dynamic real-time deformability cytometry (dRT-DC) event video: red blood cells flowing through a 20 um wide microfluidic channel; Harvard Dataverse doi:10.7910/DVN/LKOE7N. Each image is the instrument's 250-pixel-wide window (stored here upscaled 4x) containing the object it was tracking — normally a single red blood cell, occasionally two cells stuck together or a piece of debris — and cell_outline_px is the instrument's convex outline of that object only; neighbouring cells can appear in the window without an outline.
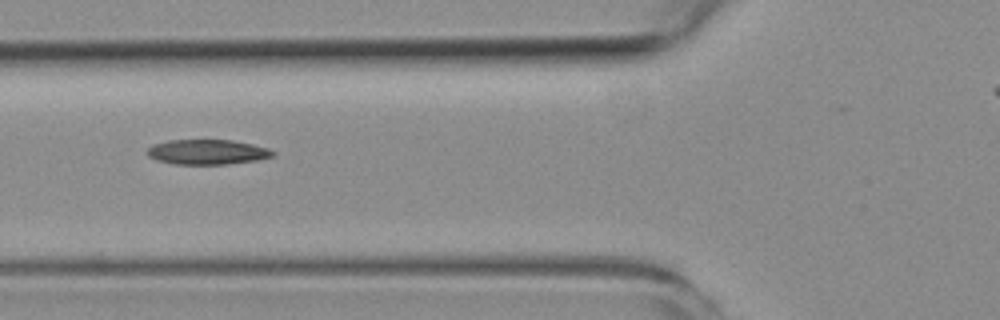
{"species": "common noctule bat (a hibernating species)", "species_latin": "Nyctalus noctula", "temperature_condition": "room temperature", "stored_images_in_passage": 6, "camera_frame_rate_fps": 3000, "um_per_image_px": 0.085, "animal": {"sex": "female", "body_mass_g": 19.3, "forearm_length_mm": 54.1}, "frame": {"image": 1, "passage_image": 4, "time_ms": 3.333, "image_size_px": [1000, 320], "cell_outline_px": [[276, 152], [272, 156], [260, 160], [228, 164], [176, 164], [156, 160], [148, 156], [144, 152], [152, 144], [168, 140], [232, 140], [252, 144], [268, 148]], "centroid_in_image_um": [17.6, 12.92], "position_along_channel_um": 108.2, "area_um2": 18.44}}
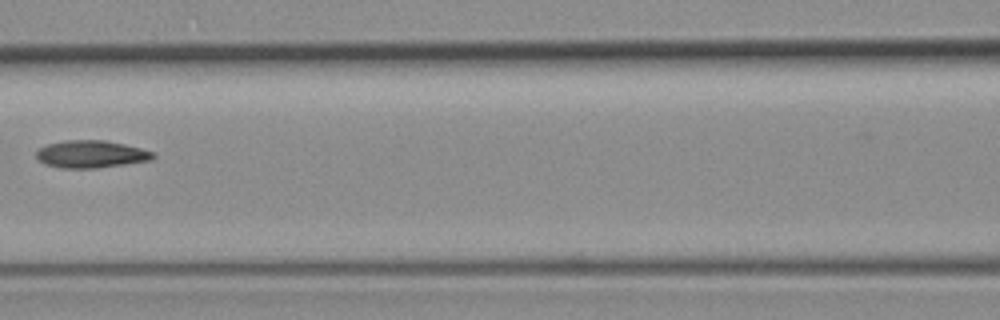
{"frame": {"image": 2, "passage_image": 5, "time_ms": 4.667, "image_size_px": [1000, 320], "cell_outline_px": [[156, 156], [152, 160], [96, 168], [60, 168], [44, 164], [36, 156], [36, 152], [40, 148], [48, 144], [64, 140], [104, 140], [124, 144], [140, 148], [152, 152]], "centroid_in_image_um": [7.73, 13.1], "position_along_channel_um": 158.9, "area_um2": 18.55}}
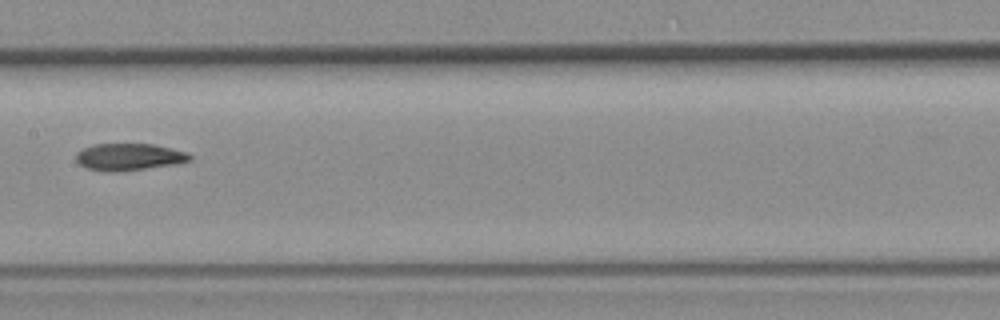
{"frame": {"image": 3, "passage_image": 6, "time_ms": 5.667, "image_size_px": [1000, 320], "cell_outline_px": [[192, 160], [176, 164], [116, 172], [108, 172], [88, 168], [80, 164], [76, 160], [76, 152], [92, 144], [152, 144], [188, 152], [192, 156]], "centroid_in_image_um": [10.98, 13.33], "position_along_channel_um": 196.4, "area_um2": 17.86}}